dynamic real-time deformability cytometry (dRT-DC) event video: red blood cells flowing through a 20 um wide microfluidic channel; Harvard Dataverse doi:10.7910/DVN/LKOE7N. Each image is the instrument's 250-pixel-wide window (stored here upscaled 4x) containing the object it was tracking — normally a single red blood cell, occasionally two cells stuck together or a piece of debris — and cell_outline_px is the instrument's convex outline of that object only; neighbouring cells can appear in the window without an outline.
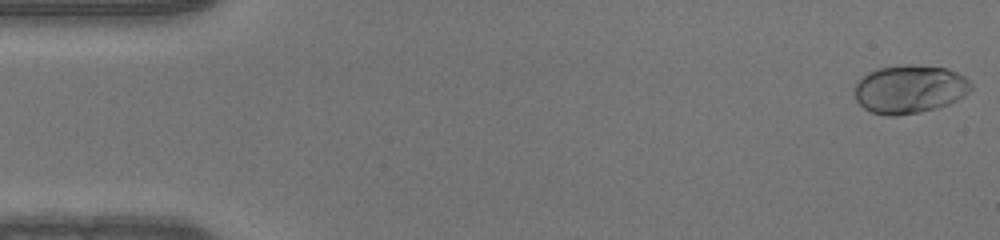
{"species": "human", "species_latin": "Homo sapiens", "temperature_condition": "warm", "stored_images_in_passage": 50, "camera_frame_rate_fps": 3000, "um_per_image_px": 0.085, "donor": {"sex": "male"}, "frame": {"image": 1, "passage_image": 1, "time_ms": 0.0, "image_size_px": [1000, 240], "cell_outline_px": [[972, 88], [964, 96], [948, 104], [936, 108], [920, 112], [896, 116], [888, 116], [872, 112], [864, 108], [856, 100], [856, 80], [868, 72], [880, 68], [904, 64], [908, 64], [944, 68], [956, 72], [964, 76], [972, 84]], "centroid_in_image_um": [77.31, 7.58], "position_along_channel_um": 7.7, "area_um2": 32.71}}
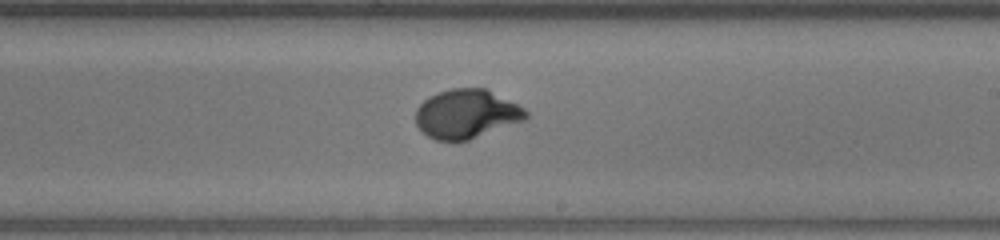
{"frame": {"image": 2, "passage_image": 29, "time_ms": 9.333, "image_size_px": [1000, 240], "cell_outline_px": [[528, 116], [524, 120], [468, 140], [436, 140], [428, 136], [416, 124], [416, 108], [428, 96], [436, 92], [452, 88], [488, 88], [524, 108], [528, 112]], "centroid_in_image_um": [39.64, 9.66], "position_along_channel_um": 249.4, "area_um2": 31.39}}
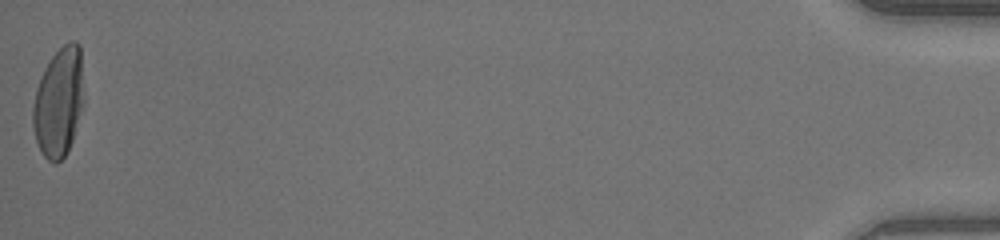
{"frame": {"image": 3, "passage_image": 50, "time_ms": 16.333, "image_size_px": [1000, 240], "cell_outline_px": [[84, 104], [72, 140], [64, 156], [56, 164], [48, 160], [44, 156], [36, 140], [32, 124], [32, 108], [36, 88], [44, 68], [52, 56], [68, 40], [76, 40], [80, 44], [84, 88]], "centroid_in_image_um": [5.01, 8.64], "position_along_channel_um": 430.2, "area_um2": 32.77}}